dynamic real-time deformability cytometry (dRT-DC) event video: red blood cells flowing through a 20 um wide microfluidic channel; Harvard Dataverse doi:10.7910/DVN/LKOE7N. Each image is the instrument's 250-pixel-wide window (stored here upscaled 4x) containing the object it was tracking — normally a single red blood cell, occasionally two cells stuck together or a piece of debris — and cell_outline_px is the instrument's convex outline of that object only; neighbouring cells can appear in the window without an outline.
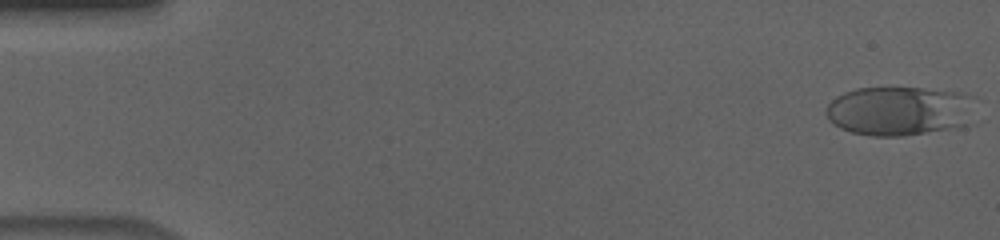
{"species": "human", "species_latin": "Homo sapiens", "temperature_condition": "cold", "stored_images_in_passage": 56, "camera_frame_rate_fps": 3000, "um_per_image_px": 0.085, "donor": {"sex": "male"}, "frame": {"image": 1, "passage_image": 1, "time_ms": 0.0, "image_size_px": [1000, 240], "cell_outline_px": [[976, 96], [964, 124], [960, 128], [904, 136], [872, 136], [852, 132], [840, 128], [828, 120], [828, 104], [836, 96], [844, 92], [856, 88], [920, 88], [960, 92]], "centroid_in_image_um": [76.44, 9.43], "position_along_channel_um": 8.6, "area_um2": 42.83}}
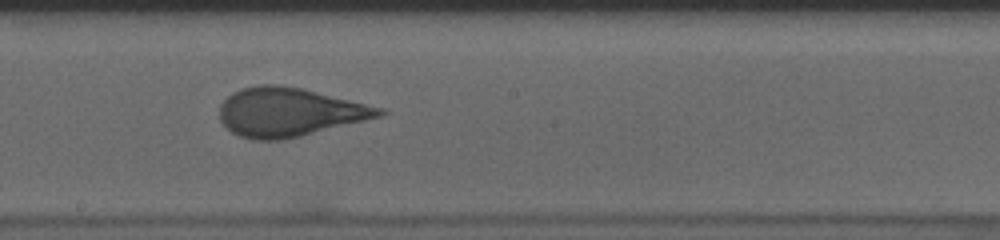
{"frame": {"image": 2, "passage_image": 31, "time_ms": 10.0, "image_size_px": [1000, 240], "cell_outline_px": [[388, 112], [384, 116], [300, 136], [280, 140], [252, 140], [240, 136], [232, 132], [220, 120], [220, 104], [232, 92], [240, 88], [260, 84], [276, 84], [300, 88], [384, 108]], "centroid_in_image_um": [24.59, 9.53], "position_along_channel_um": 223.6, "area_um2": 45.26}}
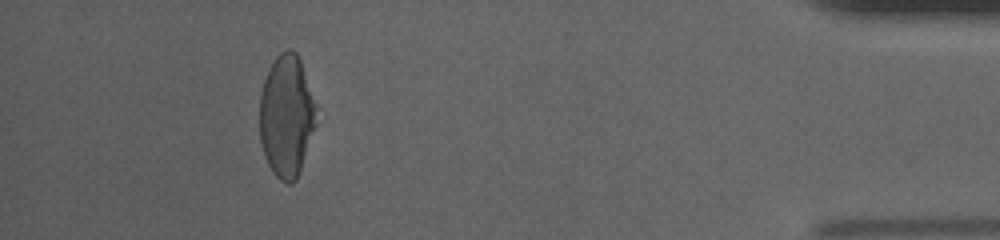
{"frame": {"image": 3, "passage_image": 51, "time_ms": 16.667, "image_size_px": [1000, 240], "cell_outline_px": [[316, 124], [296, 180], [292, 184], [288, 184], [280, 180], [272, 172], [264, 156], [260, 140], [260, 96], [264, 80], [268, 68], [276, 56], [280, 52], [288, 48], [292, 48], [296, 52], [300, 60], [316, 104]], "centroid_in_image_um": [24.34, 9.85], "position_along_channel_um": 410.9, "area_um2": 40.34}, "authors_computed_cell_mechanics": {"area_um2": 43.5234, "velocity_mm_per_s": 3.6405, "shape_relaxation_time_tau1_ms": 4.4484, "shape_relaxation_time_tau2_ms": null, "deformation_change_tau1": 0.1768, "deformation_change_tau2": null}}